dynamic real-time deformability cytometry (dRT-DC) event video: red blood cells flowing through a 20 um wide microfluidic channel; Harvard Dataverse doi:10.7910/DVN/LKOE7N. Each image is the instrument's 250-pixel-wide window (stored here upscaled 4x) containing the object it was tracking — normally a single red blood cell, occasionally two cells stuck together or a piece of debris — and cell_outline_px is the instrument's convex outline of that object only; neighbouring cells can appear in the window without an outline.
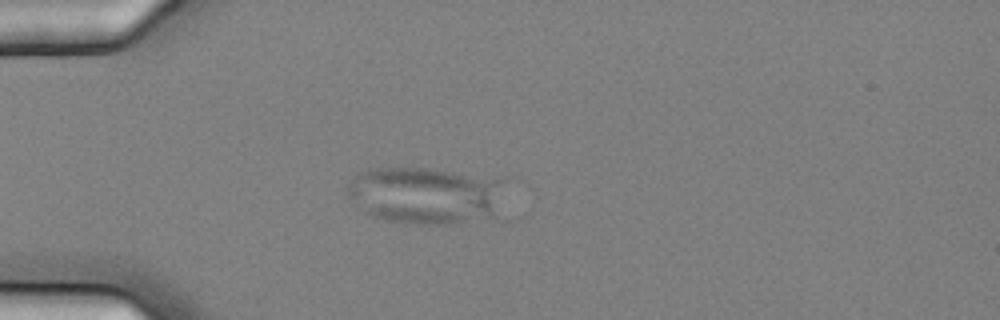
{"species": "common noctule bat (a hibernating species)", "species_latin": "Nyctalus noctula", "temperature_condition": "cold", "stored_images_in_passage": 13, "camera_frame_rate_fps": 3000, "um_per_image_px": 0.085, "animal": {"sex": "female", "body_mass_g": 25.1}, "frame": {"image": 1, "passage_image": 2, "time_ms": 0.333, "image_size_px": [1000, 320], "cell_outline_px": [[508, 220], [448, 224], [416, 224], [388, 220], [372, 216], [364, 212], [348, 192], [348, 184], [356, 172], [368, 168], [404, 164], [504, 180]], "centroid_in_image_um": [36.39, 16.62], "position_along_channel_um": 48.6, "area_um2": 55.6}}
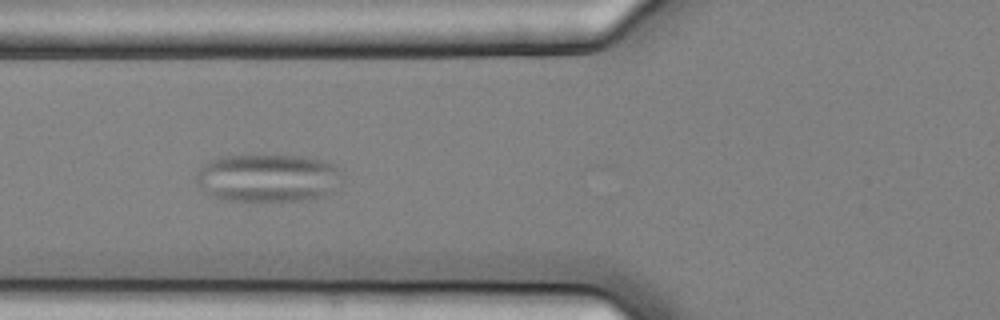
{"frame": {"image": 2, "passage_image": 8, "time_ms": 2.333, "image_size_px": [1000, 320], "cell_outline_px": [[344, 168], [336, 192], [328, 196], [300, 200], [232, 200], [208, 196], [200, 188], [196, 180], [196, 172], [208, 160], [220, 156], [304, 156], [328, 160]], "centroid_in_image_um": [22.85, 15.11], "position_along_channel_um": 103.0, "area_um2": 41.56}}